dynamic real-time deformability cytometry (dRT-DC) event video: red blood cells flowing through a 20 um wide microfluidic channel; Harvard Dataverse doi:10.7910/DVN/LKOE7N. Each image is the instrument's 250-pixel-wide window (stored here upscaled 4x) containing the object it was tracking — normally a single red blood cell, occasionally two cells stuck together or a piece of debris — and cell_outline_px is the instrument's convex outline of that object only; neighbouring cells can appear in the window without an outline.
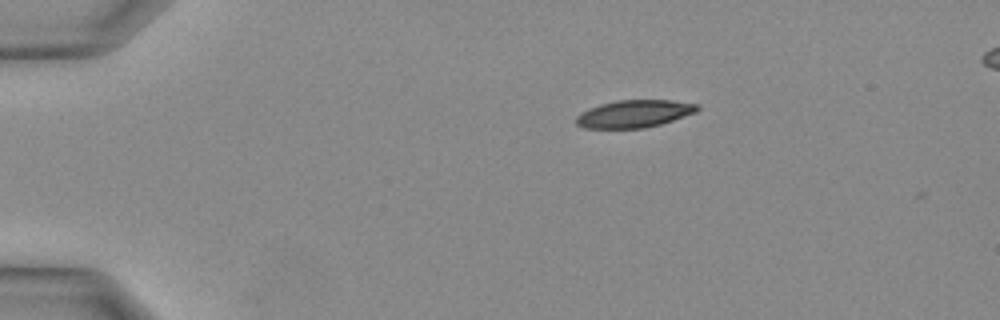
{"species": "Egyptian fruit bat (a non-hibernating species)", "species_latin": "Rousettus aegyptiacus", "temperature_condition": "warm", "stored_images_in_passage": 28, "camera_frame_rate_fps": 3000, "um_per_image_px": 0.085, "animal": {"sex": "female"}, "frame": {"image": 1, "passage_image": 1, "time_ms": 0.0, "image_size_px": [1000, 320], "cell_outline_px": [[700, 108], [696, 112], [660, 124], [644, 128], [584, 128], [576, 124], [576, 116], [580, 112], [588, 108], [600, 104], [616, 100], [672, 100], [700, 104]], "centroid_in_image_um": [53.9, 9.66], "position_along_channel_um": 31.1, "area_um2": 19.48}}
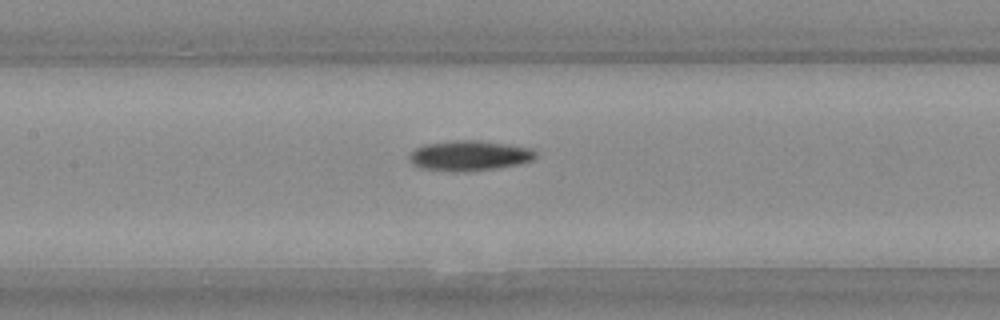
{"frame": {"image": 2, "passage_image": 11, "time_ms": 3.333, "image_size_px": [1000, 320], "cell_outline_px": [[536, 156], [532, 160], [516, 164], [492, 168], [464, 172], [452, 172], [420, 168], [412, 164], [408, 160], [408, 156], [416, 148], [424, 144], [456, 140], [476, 140], [532, 148], [536, 152]], "centroid_in_image_um": [39.83, 13.23], "position_along_channel_um": 167.6, "area_um2": 22.08}}
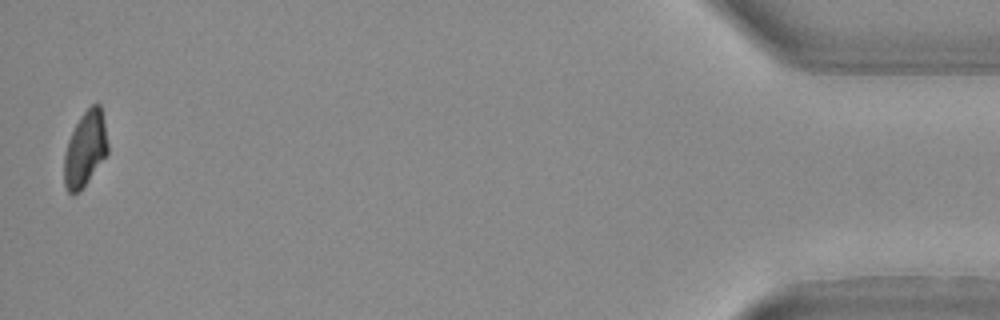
{"frame": {"image": 3, "passage_image": 28, "time_ms": 9.0, "image_size_px": [1000, 320], "cell_outline_px": [[108, 152], [80, 192], [72, 196], [68, 192], [64, 184], [64, 156], [68, 140], [80, 116], [92, 104], [100, 104], [108, 144]], "centroid_in_image_um": [7.22, 12.7], "position_along_channel_um": 428.0, "area_um2": 18.96}}